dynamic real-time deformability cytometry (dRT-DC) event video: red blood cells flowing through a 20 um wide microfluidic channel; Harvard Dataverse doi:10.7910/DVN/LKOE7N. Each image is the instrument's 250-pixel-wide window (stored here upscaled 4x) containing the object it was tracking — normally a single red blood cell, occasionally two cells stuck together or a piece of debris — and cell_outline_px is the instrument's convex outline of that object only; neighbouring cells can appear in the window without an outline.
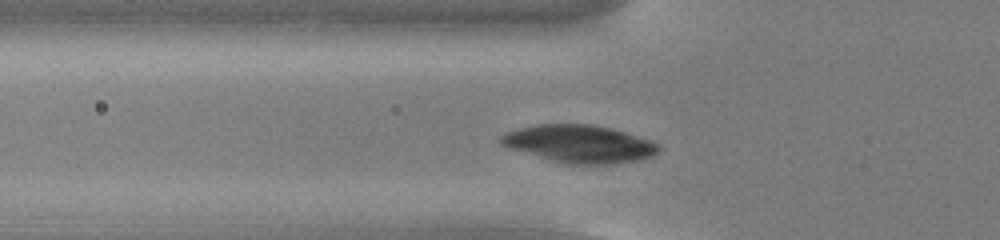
{"species": "common noctule bat (a hibernating species)", "species_latin": "Nyctalus noctula", "temperature_condition": "cold", "stored_images_in_passage": 46, "camera_frame_rate_fps": 3000, "um_per_image_px": 0.085, "animal": {"sex": "male", "body_mass_g": 13.0, "forearm_length_mm": 53.1}, "frame": {"image": 1, "passage_image": 10, "time_ms": 3.0, "image_size_px": [1000, 240], "cell_outline_px": [[660, 148], [652, 156], [640, 160], [608, 164], [568, 164], [552, 160], [508, 148], [500, 144], [496, 140], [500, 136], [508, 132], [520, 128], [536, 124], [592, 124], [612, 128], [652, 140], [660, 144]], "centroid_in_image_um": [49.25, 12.22], "position_along_channel_um": 76.5, "area_um2": 34.68}}
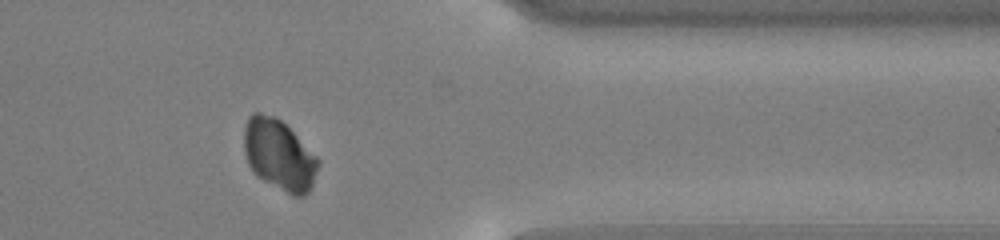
{"frame": {"image": 2, "passage_image": 36, "time_ms": 11.667, "image_size_px": [1000, 240], "cell_outline_px": [[320, 164], [312, 188], [304, 196], [292, 196], [256, 176], [252, 172], [248, 164], [244, 152], [244, 128], [248, 116], [252, 112], [260, 112], [276, 116], [320, 160]], "centroid_in_image_um": [23.71, 13.18], "position_along_channel_um": 387.7, "area_um2": 30.75}}
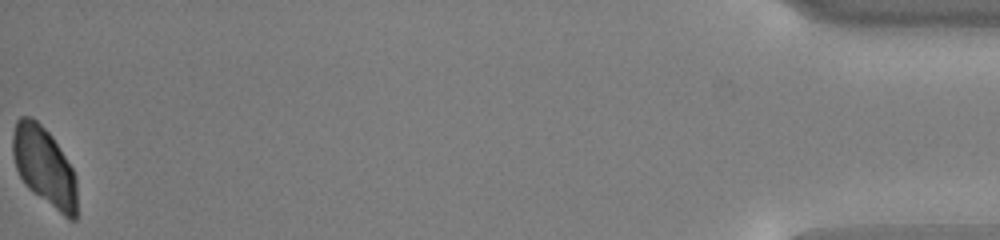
{"frame": {"image": 3, "passage_image": 46, "time_ms": 15.0, "image_size_px": [1000, 240], "cell_outline_px": [[76, 220], [68, 220], [28, 188], [24, 184], [16, 168], [12, 156], [12, 136], [16, 120], [20, 116], [32, 116], [52, 136], [72, 168], [76, 176]], "centroid_in_image_um": [3.75, 14.15], "position_along_channel_um": 431.5, "area_um2": 29.59}}